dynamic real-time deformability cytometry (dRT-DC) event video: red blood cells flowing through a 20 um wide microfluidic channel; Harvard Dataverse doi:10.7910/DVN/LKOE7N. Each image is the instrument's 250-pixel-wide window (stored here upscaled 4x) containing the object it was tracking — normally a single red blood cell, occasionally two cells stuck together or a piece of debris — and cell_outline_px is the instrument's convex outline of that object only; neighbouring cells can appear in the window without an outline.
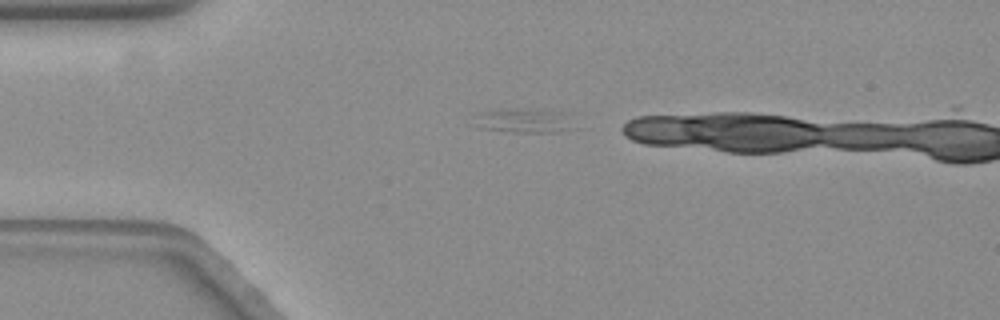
{"species": "common noctule bat (a hibernating species)", "species_latin": "Nyctalus noctula", "temperature_condition": "warm", "stored_images_in_passage": 12, "camera_frame_rate_fps": 3000, "um_per_image_px": 0.085, "animal": {"sex": "female", "body_mass_g": 19.3, "forearm_length_mm": 54.1}, "frame": {"image": 1, "passage_image": 1, "time_ms": 0.0, "image_size_px": [1000, 320], "cell_outline_px": [[564, 112], [560, 128], [552, 132], [512, 132], [480, 128], [480, 112], [496, 108], [540, 108]], "centroid_in_image_um": [44.32, 10.19], "position_along_channel_um": 40.7, "area_um2": 13.06}}
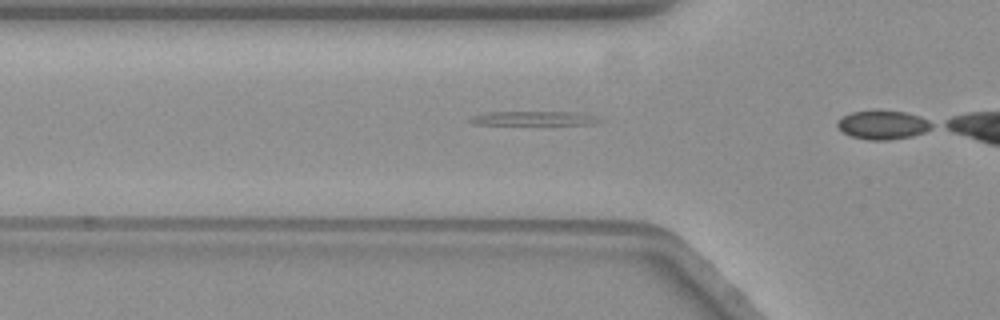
{"frame": {"image": 2, "passage_image": 7, "time_ms": 2.0, "image_size_px": [1000, 320], "cell_outline_px": [[608, 120], [592, 124], [472, 124], [468, 120], [472, 116], [488, 112], [572, 112], [592, 116]], "centroid_in_image_um": [45.39, 10.06], "position_along_channel_um": 80.4, "area_um2": 10.46}}